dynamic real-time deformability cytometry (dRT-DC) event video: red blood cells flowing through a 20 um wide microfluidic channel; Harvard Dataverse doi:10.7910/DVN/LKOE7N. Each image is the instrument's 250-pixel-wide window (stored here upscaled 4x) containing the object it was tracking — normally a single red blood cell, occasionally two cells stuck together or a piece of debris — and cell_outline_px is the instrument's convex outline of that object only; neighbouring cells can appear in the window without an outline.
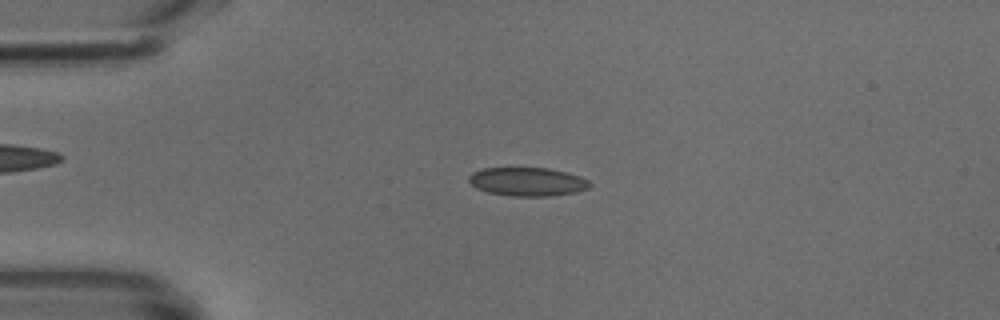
{"species": "common noctule bat (a hibernating species)", "species_latin": "Nyctalus noctula", "temperature_condition": "cold", "stored_images_in_passage": 48, "camera_frame_rate_fps": 3000, "um_per_image_px": 0.085, "animal": {"sex": "male", "body_mass_g": 18.8}, "frame": {"image": 1, "passage_image": 11, "time_ms": 3.333, "image_size_px": [1000, 320], "cell_outline_px": [[592, 184], [588, 188], [576, 192], [548, 196], [512, 196], [488, 192], [476, 188], [468, 180], [468, 176], [472, 172], [484, 168], [548, 168], [568, 172], [580, 176], [588, 180]], "centroid_in_image_um": [44.84, 15.44], "position_along_channel_um": 40.2, "area_um2": 20.17}}
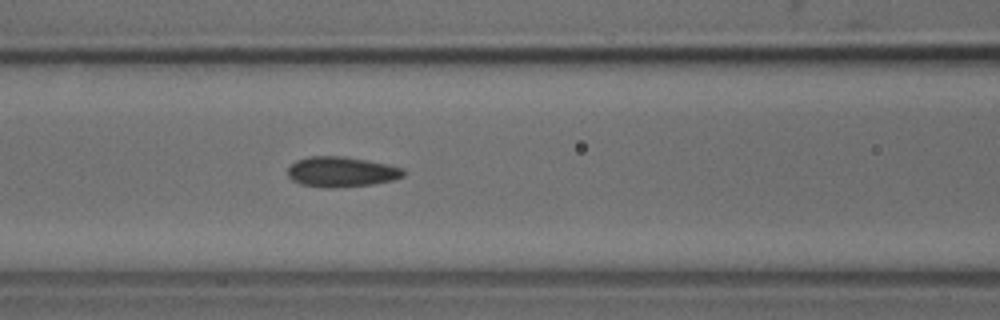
{"frame": {"image": 2, "passage_image": 20, "time_ms": 6.333, "image_size_px": [1000, 320], "cell_outline_px": [[404, 176], [392, 180], [372, 184], [332, 188], [328, 188], [300, 184], [292, 180], [288, 176], [288, 168], [296, 160], [308, 156], [344, 156], [368, 160], [404, 168]], "centroid_in_image_um": [29.0, 14.6], "position_along_channel_um": 137.6, "area_um2": 20.4}}
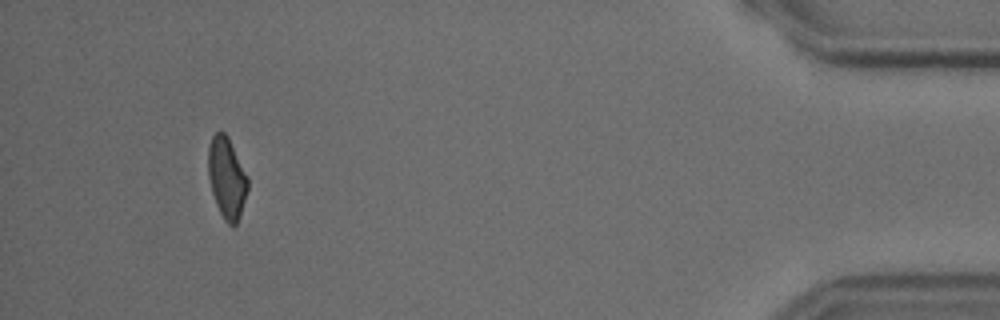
{"frame": {"image": 3, "passage_image": 45, "time_ms": 14.667, "image_size_px": [1000, 320], "cell_outline_px": [[248, 188], [240, 216], [236, 224], [228, 224], [224, 220], [216, 204], [212, 192], [208, 176], [208, 148], [212, 136], [216, 132], [224, 132], [228, 136], [248, 176]], "centroid_in_image_um": [19.28, 15.1], "position_along_channel_um": 415.9, "area_um2": 18.67}}